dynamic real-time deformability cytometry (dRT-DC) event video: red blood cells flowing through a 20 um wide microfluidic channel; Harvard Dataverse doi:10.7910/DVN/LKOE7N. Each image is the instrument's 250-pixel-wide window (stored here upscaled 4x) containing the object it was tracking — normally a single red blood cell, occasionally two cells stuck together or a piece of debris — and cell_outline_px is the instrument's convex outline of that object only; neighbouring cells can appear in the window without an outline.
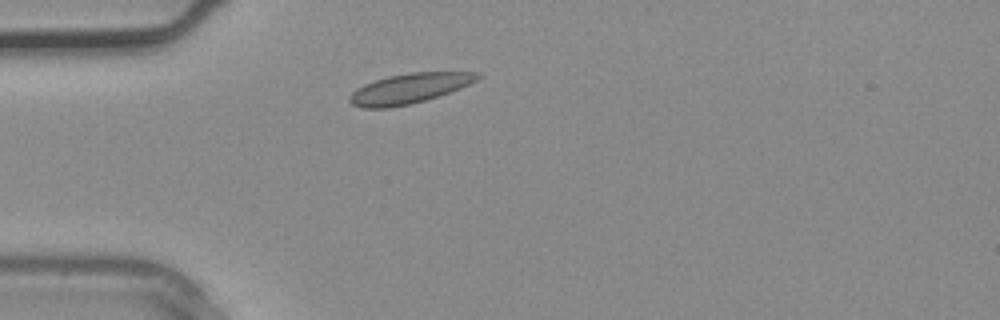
{"species": "common noctule bat (a hibernating species)", "species_latin": "Nyctalus noctula", "temperature_condition": "warm", "stored_images_in_passage": 1, "camera_frame_rate_fps": 3000, "um_per_image_px": 0.085, "animal": {"sex": "male", "body_mass_g": 20.4}, "frame": {"image": 1, "passage_image": 1, "time_ms": 0.0, "image_size_px": [1000, 320], "cell_outline_px": [[484, 76], [460, 88], [424, 100], [408, 104], [388, 108], [364, 108], [352, 104], [348, 100], [348, 96], [356, 88], [364, 84], [388, 76], [412, 72], [480, 72]], "centroid_in_image_um": [34.77, 7.51], "position_along_channel_um": 50.2, "area_um2": 22.14}}